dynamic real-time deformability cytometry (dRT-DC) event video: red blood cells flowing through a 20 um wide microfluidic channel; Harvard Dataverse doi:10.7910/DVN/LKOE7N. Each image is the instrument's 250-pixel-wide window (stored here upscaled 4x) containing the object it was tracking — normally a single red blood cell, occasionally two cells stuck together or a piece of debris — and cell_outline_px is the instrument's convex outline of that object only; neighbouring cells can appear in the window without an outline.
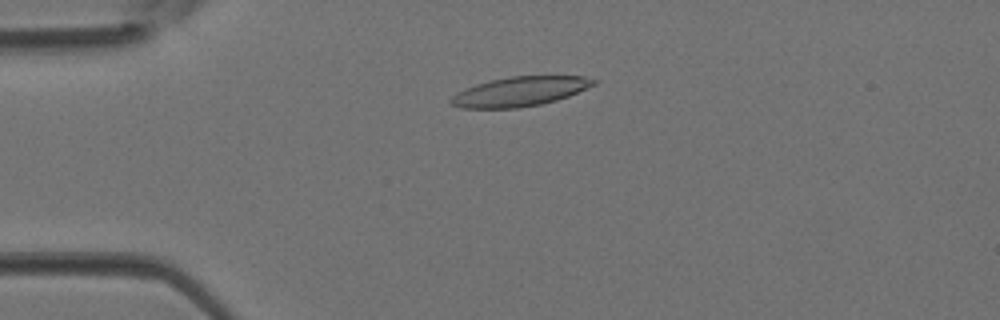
{"species": "Egyptian fruit bat (a non-hibernating species)", "species_latin": "Rousettus aegyptiacus", "temperature_condition": "room temperature", "stored_images_in_passage": 5, "camera_frame_rate_fps": 3000, "um_per_image_px": 0.085, "animal": {"sex": "female"}, "frame": {"image": 1, "passage_image": 3, "time_ms": 0.667, "image_size_px": [1000, 320], "cell_outline_px": [[596, 84], [568, 96], [556, 100], [540, 104], [520, 108], [460, 108], [448, 104], [448, 100], [456, 92], [464, 88], [488, 80], [508, 76], [584, 76], [596, 80]], "centroid_in_image_um": [44.11, 7.78], "position_along_channel_um": 40.9, "area_um2": 24.74}}
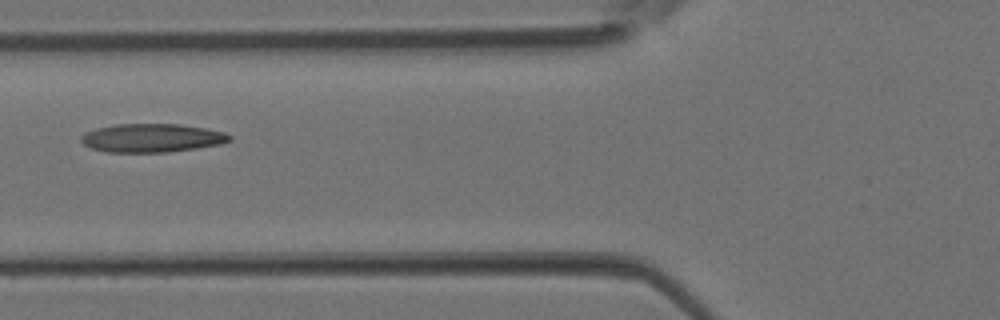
{"frame": {"image": 2, "passage_image": 5, "time_ms": 1.333, "image_size_px": [1000, 320], "cell_outline_px": [[232, 140], [220, 144], [196, 148], [168, 152], [108, 152], [92, 148], [84, 144], [80, 140], [80, 136], [84, 132], [96, 128], [116, 124], [180, 124], [208, 128], [224, 132], [232, 136]], "centroid_in_image_um": [12.92, 11.72], "position_along_channel_um": 112.9, "area_um2": 24.8}}